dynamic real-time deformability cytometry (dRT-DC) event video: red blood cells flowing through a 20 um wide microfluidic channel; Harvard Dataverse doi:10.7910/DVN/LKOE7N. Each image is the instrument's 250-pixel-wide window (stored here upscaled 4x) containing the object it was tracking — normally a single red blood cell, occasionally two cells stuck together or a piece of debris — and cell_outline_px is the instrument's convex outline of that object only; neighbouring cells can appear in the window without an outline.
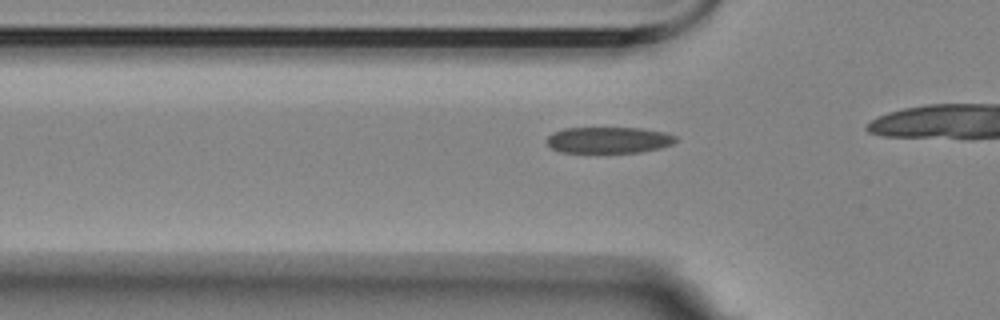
{"species": "Egyptian fruit bat (a non-hibernating species)", "species_latin": "Rousettus aegyptiacus", "temperature_condition": "room temperature", "stored_images_in_passage": 15, "camera_frame_rate_fps": 3000, "um_per_image_px": 0.085, "animal": {"sex": "female"}, "frame": {"image": 1, "passage_image": 9, "time_ms": 2.667, "image_size_px": [1000, 320], "cell_outline_px": [[680, 140], [672, 144], [660, 148], [640, 152], [560, 152], [552, 148], [544, 140], [552, 132], [564, 128], [640, 128], [664, 132], [676, 136]], "centroid_in_image_um": [51.74, 11.9], "position_along_channel_um": 74.1, "area_um2": 19.83}}
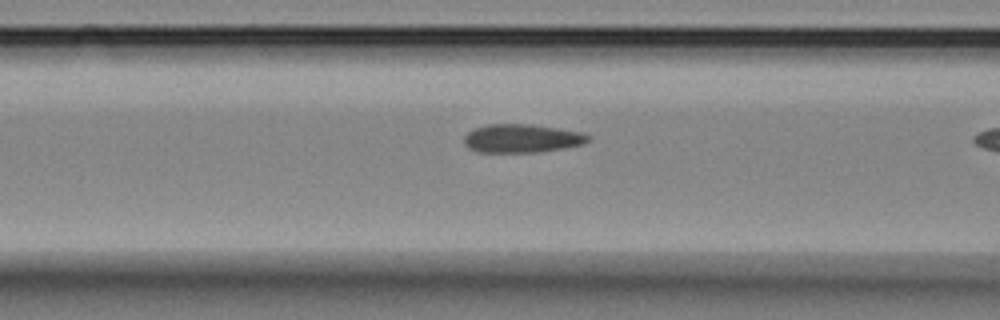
{"frame": {"image": 2, "passage_image": 13, "time_ms": 4.0, "image_size_px": [1000, 320], "cell_outline_px": [[592, 140], [584, 144], [564, 148], [540, 152], [480, 152], [468, 148], [464, 144], [464, 136], [468, 132], [476, 128], [488, 124], [528, 124], [584, 132], [592, 136]], "centroid_in_image_um": [44.41, 11.77], "position_along_channel_um": 122.2, "area_um2": 20.75}}